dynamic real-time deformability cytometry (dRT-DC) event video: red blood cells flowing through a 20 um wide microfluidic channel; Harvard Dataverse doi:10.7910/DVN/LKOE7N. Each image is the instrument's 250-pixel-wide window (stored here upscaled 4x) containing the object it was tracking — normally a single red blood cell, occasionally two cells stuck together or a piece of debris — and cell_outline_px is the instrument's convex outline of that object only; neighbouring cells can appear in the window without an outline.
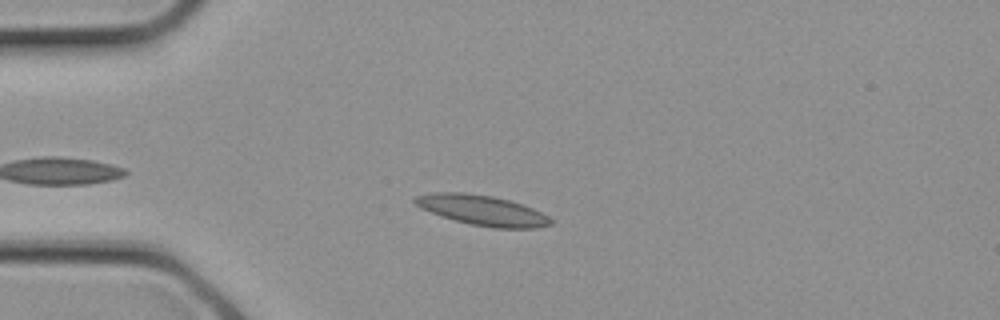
{"species": "common noctule bat (a hibernating species)", "species_latin": "Nyctalus noctula", "temperature_condition": "cold", "stored_images_in_passage": 15, "camera_frame_rate_fps": 3000, "um_per_image_px": 0.085, "animal": {"sex": "female", "body_mass_g": 21.9}, "frame": {"image": 1, "passage_image": 5, "time_ms": 1.333, "image_size_px": [1000, 320], "cell_outline_px": [[556, 220], [552, 224], [536, 228], [492, 228], [472, 224], [440, 216], [420, 208], [412, 200], [412, 196], [432, 192], [464, 192], [492, 196], [508, 200], [532, 208]], "centroid_in_image_um": [40.96, 17.87], "position_along_channel_um": 44.0, "area_um2": 23.93}}
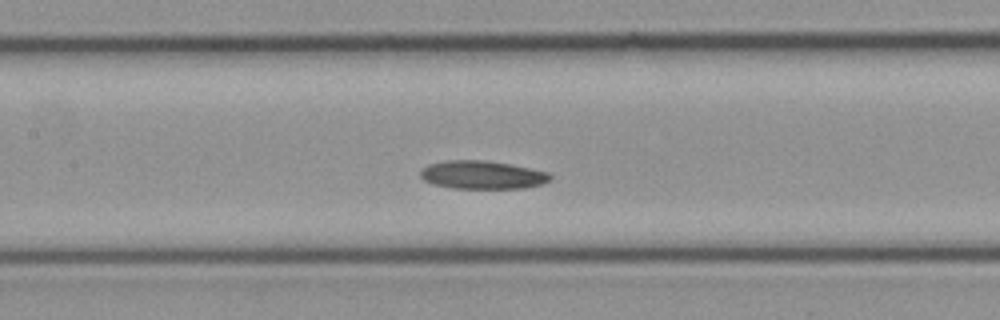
{"frame": {"image": 2, "passage_image": 11, "time_ms": 3.333, "image_size_px": [1000, 320], "cell_outline_px": [[552, 180], [540, 184], [524, 188], [452, 188], [432, 184], [424, 180], [420, 176], [420, 172], [428, 164], [444, 160], [484, 160], [512, 164], [548, 172], [552, 176]], "centroid_in_image_um": [40.99, 14.86], "position_along_channel_um": 166.4, "area_um2": 21.44}}
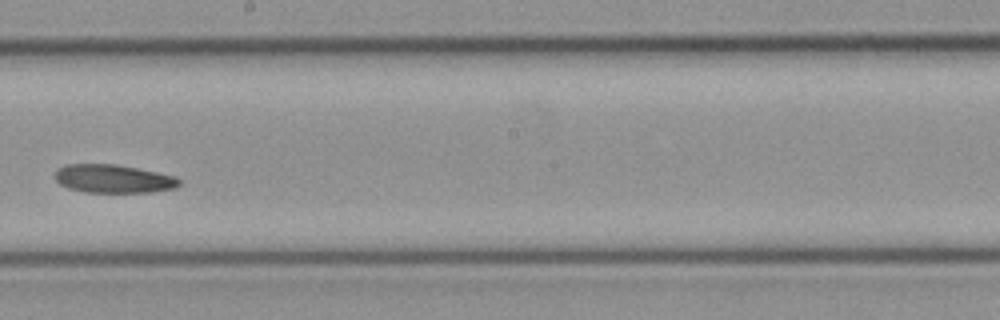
{"frame": {"image": 3, "passage_image": 14, "time_ms": 4.333, "image_size_px": [1000, 320], "cell_outline_px": [[180, 184], [176, 188], [152, 192], [84, 192], [68, 188], [60, 184], [56, 180], [56, 168], [64, 164], [116, 164], [176, 176], [180, 180]], "centroid_in_image_um": [9.63, 15.19], "position_along_channel_um": 238.6, "area_um2": 20.58}}